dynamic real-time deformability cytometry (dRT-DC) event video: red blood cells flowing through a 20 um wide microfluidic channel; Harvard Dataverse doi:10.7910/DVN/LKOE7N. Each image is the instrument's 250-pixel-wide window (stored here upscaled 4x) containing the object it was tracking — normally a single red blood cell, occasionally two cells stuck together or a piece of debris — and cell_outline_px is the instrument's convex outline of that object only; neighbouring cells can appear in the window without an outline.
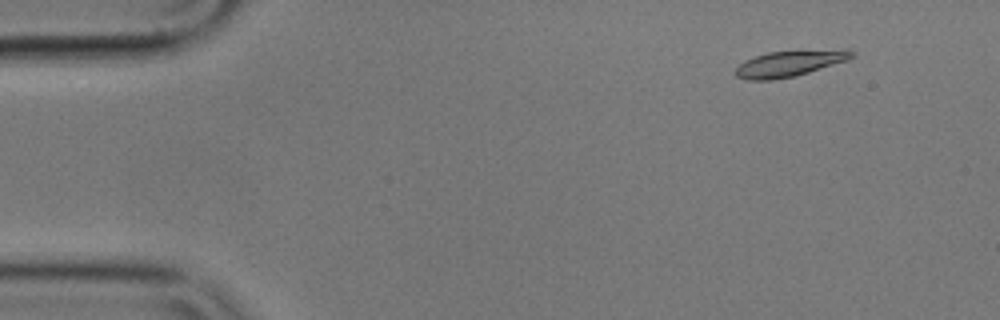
{"species": "common noctule bat (a hibernating species)", "species_latin": "Nyctalus noctula", "temperature_condition": "cold", "stored_images_in_passage": 55, "camera_frame_rate_fps": 3000, "um_per_image_px": 0.085, "animal": {"sex": "male", "body_mass_g": 17.9}, "frame": {"image": 1, "passage_image": 4, "time_ms": 1.0, "image_size_px": [1000, 320], "cell_outline_px": [[852, 56], [848, 60], [796, 76], [772, 80], [748, 80], [736, 76], [736, 68], [744, 60], [768, 52], [848, 48], [852, 52]], "centroid_in_image_um": [67.13, 5.39], "position_along_channel_um": 17.9, "area_um2": 17.63}}
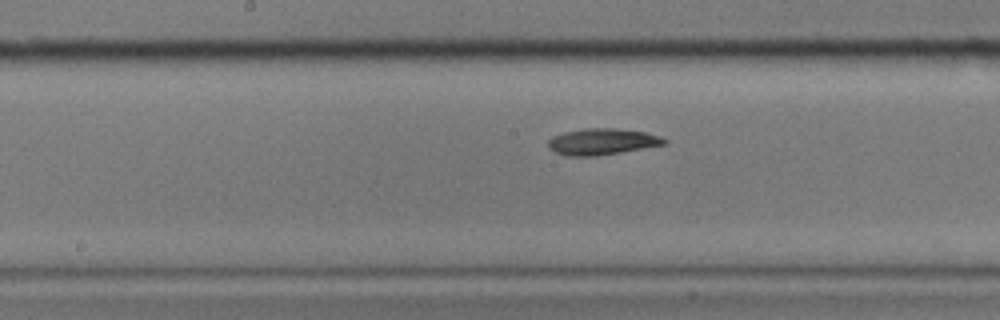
{"frame": {"image": 2, "passage_image": 27, "time_ms": 8.667, "image_size_px": [1000, 320], "cell_outline_px": [[668, 140], [664, 144], [620, 152], [596, 156], [568, 156], [556, 152], [548, 148], [548, 140], [552, 136], [564, 132], [584, 128], [616, 128], [644, 132], [660, 136]], "centroid_in_image_um": [51.14, 12.03], "position_along_channel_um": 197.1, "area_um2": 17.69}}
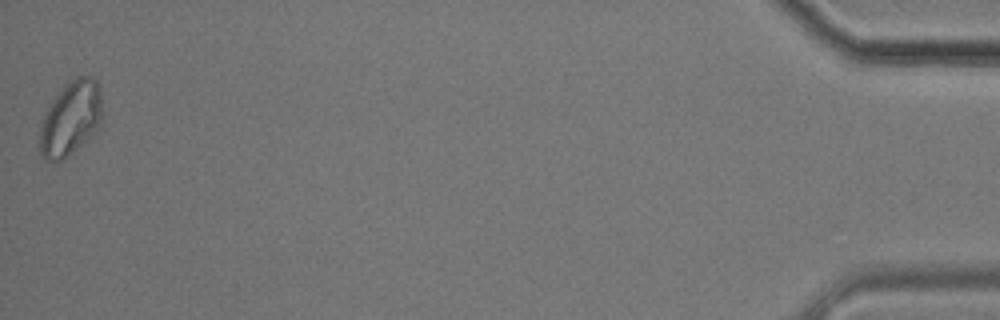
{"frame": {"image": 3, "passage_image": 55, "time_ms": 18.0, "image_size_px": [1000, 320], "cell_outline_px": [[104, 112], [100, 128], [88, 140], [64, 160], [52, 164], [44, 160], [40, 152], [40, 120], [44, 112], [52, 100], [76, 76], [92, 76], [96, 80], [100, 88]], "centroid_in_image_um": [6.04, 10.12], "position_along_channel_um": 429.2, "area_um2": 27.92}, "authors_computed_cell_mechanics": {"area_um2": 17.7446, "velocity_mm_per_s": 3.5035, "shape_relaxation_time_tau1_ms": 11.1772, "shape_relaxation_time_tau2_ms": null, "deformation_change_tau1": 0.1845, "deformation_change_tau2": null}}